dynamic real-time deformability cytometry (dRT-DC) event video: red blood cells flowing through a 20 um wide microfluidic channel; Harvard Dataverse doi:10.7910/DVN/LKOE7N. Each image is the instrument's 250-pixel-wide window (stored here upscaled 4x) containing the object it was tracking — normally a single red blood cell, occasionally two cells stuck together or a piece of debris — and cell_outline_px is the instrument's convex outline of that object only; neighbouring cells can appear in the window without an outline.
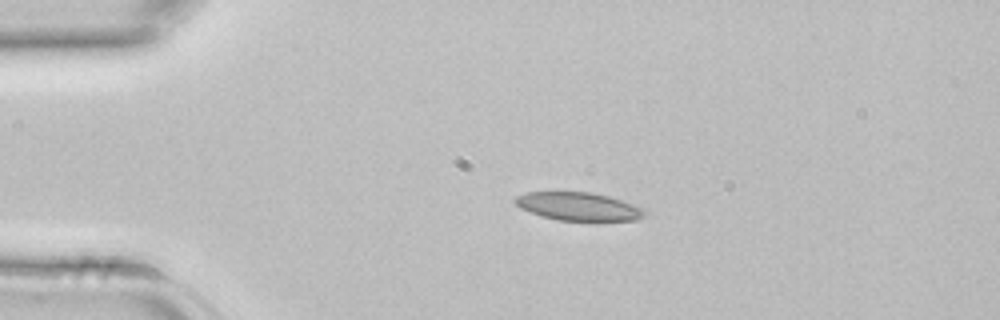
{"species": "common noctule bat (a hibernating species)", "species_latin": "Nyctalus noctula", "temperature_condition": "room temperature", "stored_images_in_passage": 2, "camera_frame_rate_fps": 3000, "um_per_image_px": 0.085, "animal": {"sex": "female", "body_mass_g": 22.7, "forearm_length_mm": 54.2}, "frame": {"image": 1, "passage_image": 1, "time_ms": 0.0, "image_size_px": [1000, 320], "cell_outline_px": [[648, 212], [644, 216], [636, 220], [556, 220], [520, 208], [512, 200], [516, 196], [528, 192], [588, 192], [608, 196], [644, 208]], "centroid_in_image_um": [49.17, 17.54], "position_along_channel_um": 35.8, "area_um2": 20.98}}